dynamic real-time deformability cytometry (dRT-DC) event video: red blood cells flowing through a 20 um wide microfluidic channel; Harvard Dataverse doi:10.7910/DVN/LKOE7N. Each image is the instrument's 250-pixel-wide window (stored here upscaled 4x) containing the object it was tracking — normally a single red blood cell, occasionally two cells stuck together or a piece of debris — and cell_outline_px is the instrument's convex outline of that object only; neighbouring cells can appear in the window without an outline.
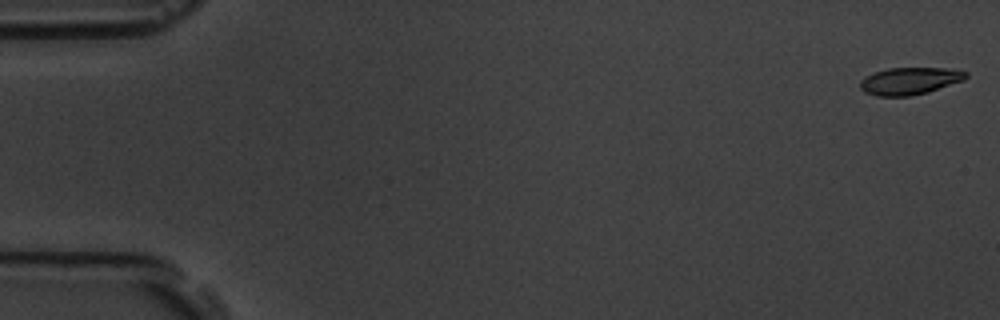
{"species": "common noctule bat (a hibernating species)", "species_latin": "Nyctalus noctula", "temperature_condition": "room temperature", "stored_images_in_passage": 8, "camera_frame_rate_fps": 3000, "um_per_image_px": 0.085, "animal": {"sex": "male", "body_mass_g": 19.5, "forearm_length_mm": 54.6}, "frame": {"image": 1, "passage_image": 1, "time_ms": 0.0, "image_size_px": [1000, 320], "cell_outline_px": [[968, 76], [964, 80], [928, 92], [908, 96], [876, 96], [864, 92], [860, 88], [860, 80], [864, 76], [888, 68], [944, 68], [968, 72]], "centroid_in_image_um": [77.3, 6.88], "position_along_channel_um": 7.7, "area_um2": 16.76}}
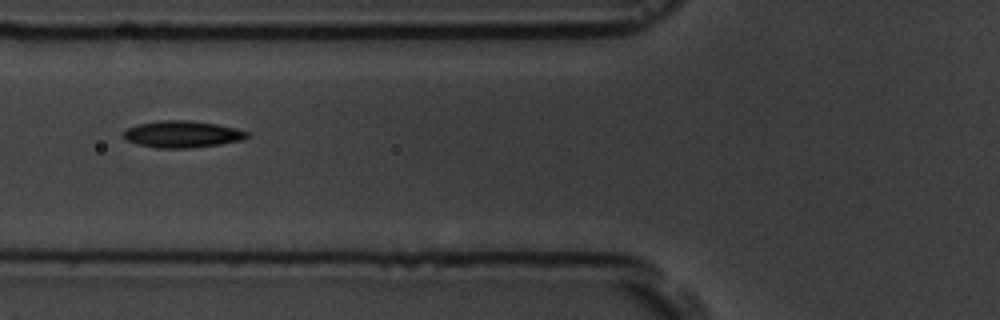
{"frame": {"image": 2, "passage_image": 7, "time_ms": 7.0, "image_size_px": [1000, 320], "cell_outline_px": [[248, 136], [244, 140], [220, 144], [192, 148], [156, 148], [136, 144], [124, 140], [124, 132], [128, 128], [136, 124], [160, 120], [188, 120], [216, 124], [236, 128], [248, 132]], "centroid_in_image_um": [15.47, 11.41], "position_along_channel_um": 110.3, "area_um2": 19.42}}
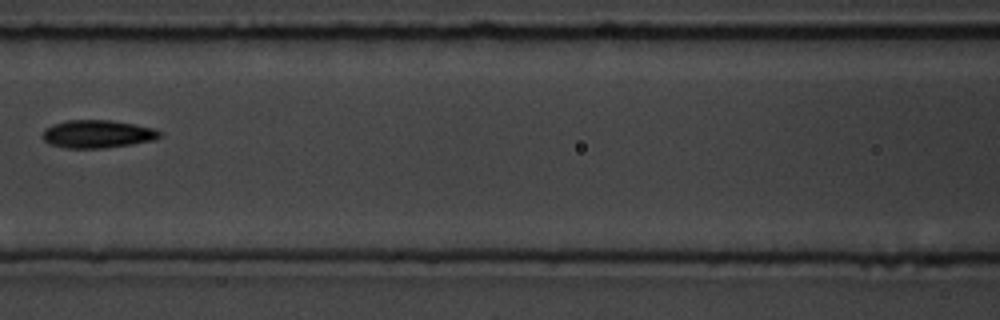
{"frame": {"image": 3, "passage_image": 8, "time_ms": 8.333, "image_size_px": [1000, 320], "cell_outline_px": [[160, 136], [156, 140], [132, 144], [104, 148], [68, 148], [52, 144], [44, 140], [44, 128], [52, 124], [68, 120], [112, 120], [152, 128], [160, 132]], "centroid_in_image_um": [8.29, 11.39], "position_along_channel_um": 158.3, "area_um2": 18.84}}